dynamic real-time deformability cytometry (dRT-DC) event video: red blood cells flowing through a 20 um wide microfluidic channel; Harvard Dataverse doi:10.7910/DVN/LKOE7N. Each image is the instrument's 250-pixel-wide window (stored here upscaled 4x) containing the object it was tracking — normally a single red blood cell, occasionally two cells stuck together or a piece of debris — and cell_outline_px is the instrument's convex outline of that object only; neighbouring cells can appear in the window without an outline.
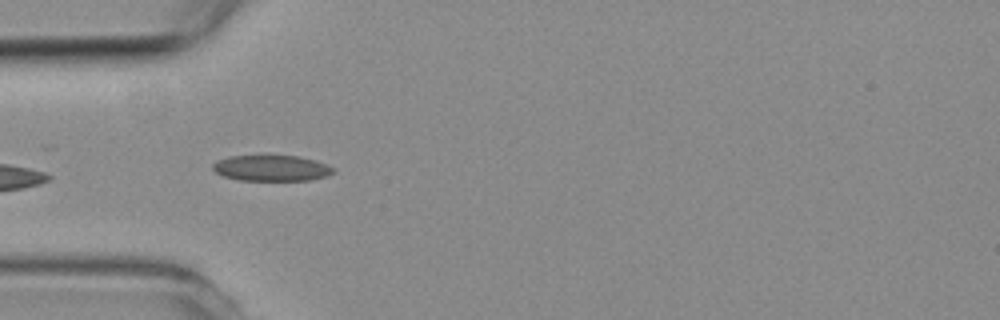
{"species": "common noctule bat (a hibernating species)", "species_latin": "Nyctalus noctula", "temperature_condition": "room temperature", "stored_images_in_passage": 6, "camera_frame_rate_fps": 3000, "um_per_image_px": 0.085, "animal": {"sex": "female", "body_mass_g": 19.3, "forearm_length_mm": 54.1}, "frame": {"image": 1, "passage_image": 6, "time_ms": 5.667, "image_size_px": [1000, 320], "cell_outline_px": [[336, 172], [328, 176], [312, 180], [240, 180], [224, 176], [216, 172], [212, 168], [212, 164], [216, 160], [228, 156], [296, 156], [316, 160], [336, 168]], "centroid_in_image_um": [23.12, 14.29], "position_along_channel_um": 61.9, "area_um2": 18.26}}